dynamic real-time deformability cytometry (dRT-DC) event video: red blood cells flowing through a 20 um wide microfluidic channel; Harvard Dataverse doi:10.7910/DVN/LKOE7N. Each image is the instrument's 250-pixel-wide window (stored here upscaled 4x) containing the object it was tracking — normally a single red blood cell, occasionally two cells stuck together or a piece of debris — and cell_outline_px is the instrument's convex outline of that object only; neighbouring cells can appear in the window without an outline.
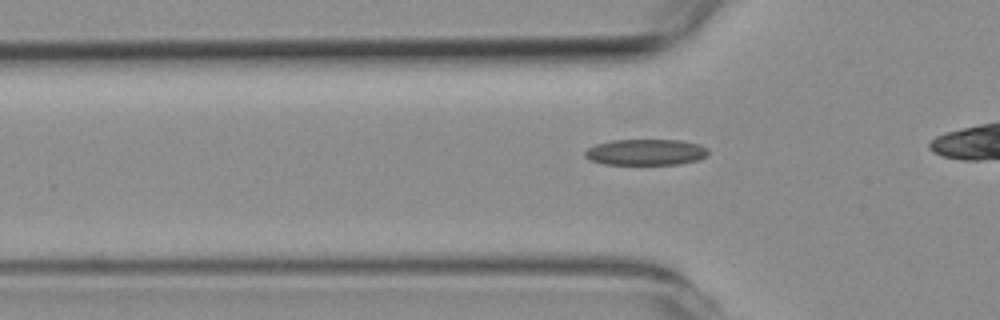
{"species": "common noctule bat (a hibernating species)", "species_latin": "Nyctalus noctula", "temperature_condition": "room temperature", "stored_images_in_passage": 36, "camera_frame_rate_fps": 3000, "um_per_image_px": 0.085, "animal": {"sex": "female", "body_mass_g": 19.3, "forearm_length_mm": 54.1}, "frame": {"image": 1, "passage_image": 8, "time_ms": 2.333, "image_size_px": [1000, 320], "cell_outline_px": [[708, 152], [704, 156], [696, 160], [680, 164], [604, 164], [592, 160], [584, 156], [584, 152], [588, 148], [596, 144], [612, 140], [684, 140], [700, 144], [708, 148]], "centroid_in_image_um": [54.9, 12.92], "position_along_channel_um": 70.9, "area_um2": 18.67}}
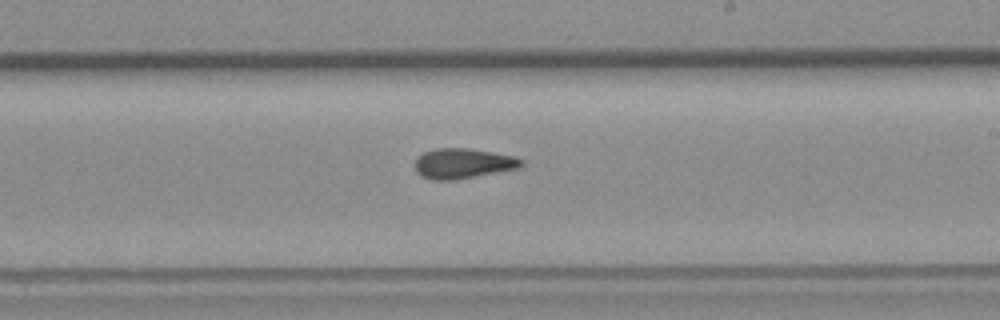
{"frame": {"image": 2, "passage_image": 23, "time_ms": 7.333, "image_size_px": [1000, 320], "cell_outline_px": [[524, 164], [520, 168], [452, 180], [432, 180], [420, 176], [416, 172], [416, 156], [424, 152], [436, 148], [468, 148], [516, 156], [524, 160]], "centroid_in_image_um": [39.36, 13.89], "position_along_channel_um": 249.6, "area_um2": 18.79}}
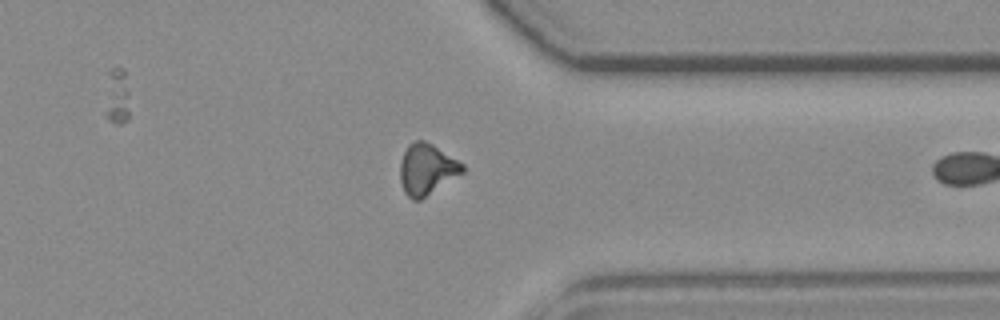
{"frame": {"image": 3, "passage_image": 34, "time_ms": 11.0, "image_size_px": [1000, 320], "cell_outline_px": [[464, 172], [420, 200], [412, 200], [404, 192], [400, 180], [400, 160], [408, 144], [416, 140], [424, 140], [432, 144], [464, 164]], "centroid_in_image_um": [36.26, 14.38], "position_along_channel_um": 375.1, "area_um2": 18.5}}